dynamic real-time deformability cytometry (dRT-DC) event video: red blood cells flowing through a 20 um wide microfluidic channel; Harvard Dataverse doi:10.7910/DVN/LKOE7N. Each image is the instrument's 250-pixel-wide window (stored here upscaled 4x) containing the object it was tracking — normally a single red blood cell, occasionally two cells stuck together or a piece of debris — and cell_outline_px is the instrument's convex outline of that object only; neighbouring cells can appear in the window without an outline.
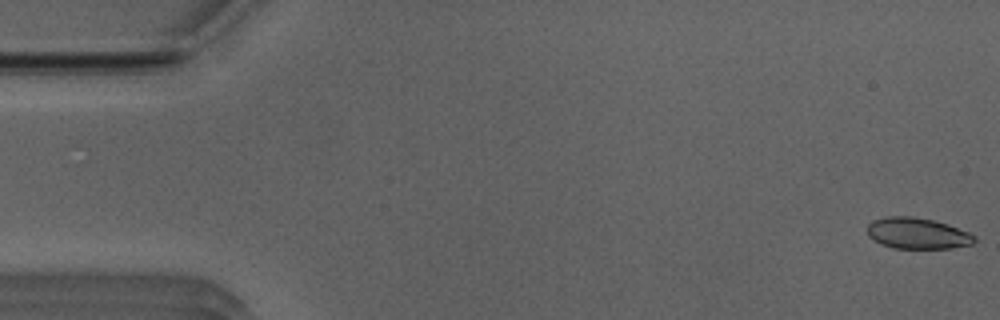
{"species": "Egyptian fruit bat (a non-hibernating species)", "species_latin": "Rousettus aegyptiacus", "temperature_condition": "room temperature", "stored_images_in_passage": 49, "camera_frame_rate_fps": 3000, "um_per_image_px": 0.085, "animal": {"sex": "male"}, "frame": {"image": 1, "passage_image": 1, "time_ms": 0.0, "image_size_px": [1000, 320], "cell_outline_px": [[976, 240], [972, 244], [952, 248], [892, 248], [880, 244], [868, 236], [868, 224], [872, 220], [888, 216], [912, 216], [932, 220], [948, 224], [968, 232], [976, 236]], "centroid_in_image_um": [77.97, 19.83], "position_along_channel_um": 7.0, "area_um2": 19.48}}
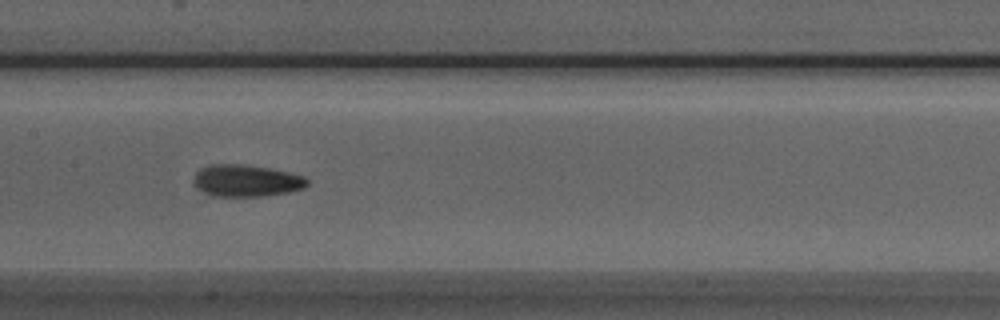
{"frame": {"image": 2, "passage_image": 25, "time_ms": 8.0, "image_size_px": [1000, 320], "cell_outline_px": [[308, 184], [304, 188], [288, 192], [260, 196], [212, 196], [204, 192], [192, 180], [196, 172], [200, 168], [208, 164], [240, 164], [268, 168], [288, 172], [304, 176], [308, 180]], "centroid_in_image_um": [20.92, 15.35], "position_along_channel_um": 186.5, "area_um2": 20.98}}
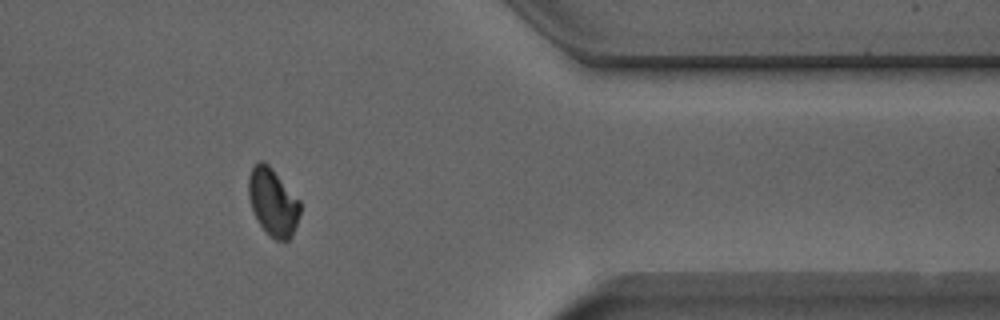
{"frame": {"image": 3, "passage_image": 42, "time_ms": 13.667, "image_size_px": [1000, 320], "cell_outline_px": [[300, 212], [292, 236], [288, 240], [276, 240], [260, 224], [252, 208], [248, 196], [248, 176], [256, 160], [264, 160], [272, 168], [300, 200]], "centroid_in_image_um": [23.19, 17.12], "position_along_channel_um": 388.2, "area_um2": 20.11}, "authors_computed_cell_mechanics": {"area_um2": 20.3456, "velocity_mm_per_s": 3.9743, "shape_relaxation_time_tau1_ms": 6.8487, "shape_relaxation_time_tau2_ms": 2.9313, "deformation_change_tau1": 0.1326, "deformation_change_tau2": 0.0619}}